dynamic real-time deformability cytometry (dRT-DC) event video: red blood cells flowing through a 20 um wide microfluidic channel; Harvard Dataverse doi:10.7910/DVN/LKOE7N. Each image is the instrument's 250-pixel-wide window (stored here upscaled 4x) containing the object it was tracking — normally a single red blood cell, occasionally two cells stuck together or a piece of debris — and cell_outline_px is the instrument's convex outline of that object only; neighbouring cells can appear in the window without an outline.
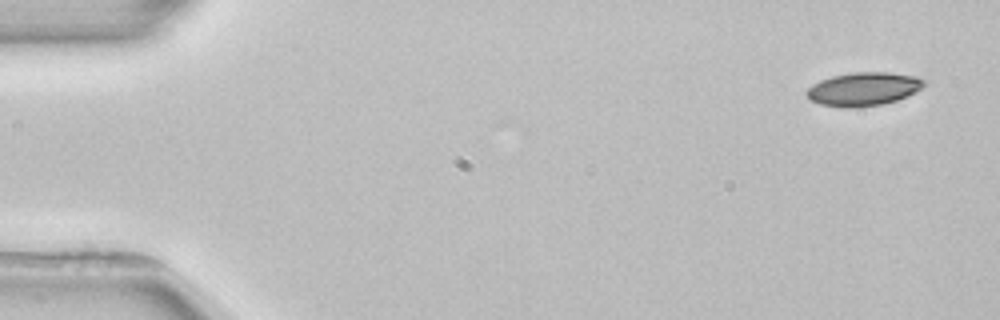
{"species": "common noctule bat (a hibernating species)", "species_latin": "Nyctalus noctula", "temperature_condition": "room temperature", "stored_images_in_passage": 5, "camera_frame_rate_fps": 3000, "um_per_image_px": 0.085, "animal": {"sex": "female", "body_mass_g": 22.7, "forearm_length_mm": 54.2}, "frame": {"image": 1, "passage_image": 1, "time_ms": 0.0, "image_size_px": [1000, 320], "cell_outline_px": [[928, 80], [920, 88], [896, 100], [880, 104], [852, 108], [848, 108], [820, 104], [808, 100], [804, 92], [812, 84], [820, 80], [832, 76], [856, 72], [888, 72], [916, 76]], "centroid_in_image_um": [73.33, 7.56], "position_along_channel_um": 11.7, "area_um2": 22.77}}
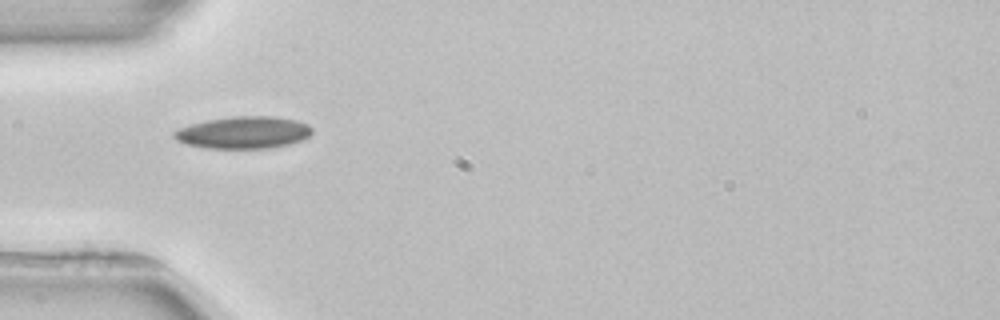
{"frame": {"image": 2, "passage_image": 4, "time_ms": 4.667, "image_size_px": [1000, 320], "cell_outline_px": [[312, 132], [308, 136], [300, 140], [288, 144], [268, 148], [208, 148], [188, 144], [176, 140], [172, 136], [172, 132], [176, 128], [208, 120], [232, 116], [276, 116], [296, 120], [308, 124], [312, 128]], "centroid_in_image_um": [20.67, 11.25], "position_along_channel_um": 64.3, "area_um2": 25.78}}